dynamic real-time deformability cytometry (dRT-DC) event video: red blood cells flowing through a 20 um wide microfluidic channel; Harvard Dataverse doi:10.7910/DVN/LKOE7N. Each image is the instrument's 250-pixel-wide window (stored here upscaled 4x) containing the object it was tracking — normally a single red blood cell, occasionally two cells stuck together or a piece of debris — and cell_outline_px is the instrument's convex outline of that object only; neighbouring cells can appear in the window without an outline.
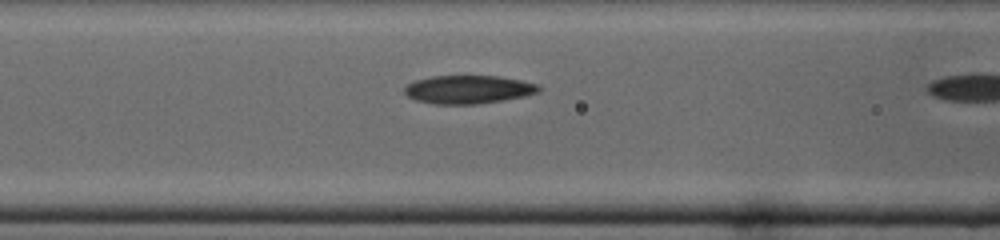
{"species": "common noctule bat (a hibernating species)", "species_latin": "Nyctalus noctula", "temperature_condition": "cold", "stored_images_in_passage": 7, "camera_frame_rate_fps": 3000, "um_per_image_px": 0.085, "animal": {"sex": "male", "body_mass_g": 19.0, "forearm_length_mm": 50.8}, "frame": {"image": 1, "passage_image": 6, "time_ms": 1.667, "image_size_px": [1000, 240], "cell_outline_px": [[540, 92], [524, 96], [476, 104], [436, 104], [416, 100], [408, 96], [404, 92], [404, 88], [408, 84], [416, 80], [432, 76], [500, 76], [520, 80], [536, 84], [540, 88]], "centroid_in_image_um": [39.79, 7.6], "position_along_channel_um": 126.8, "area_um2": 21.91}}